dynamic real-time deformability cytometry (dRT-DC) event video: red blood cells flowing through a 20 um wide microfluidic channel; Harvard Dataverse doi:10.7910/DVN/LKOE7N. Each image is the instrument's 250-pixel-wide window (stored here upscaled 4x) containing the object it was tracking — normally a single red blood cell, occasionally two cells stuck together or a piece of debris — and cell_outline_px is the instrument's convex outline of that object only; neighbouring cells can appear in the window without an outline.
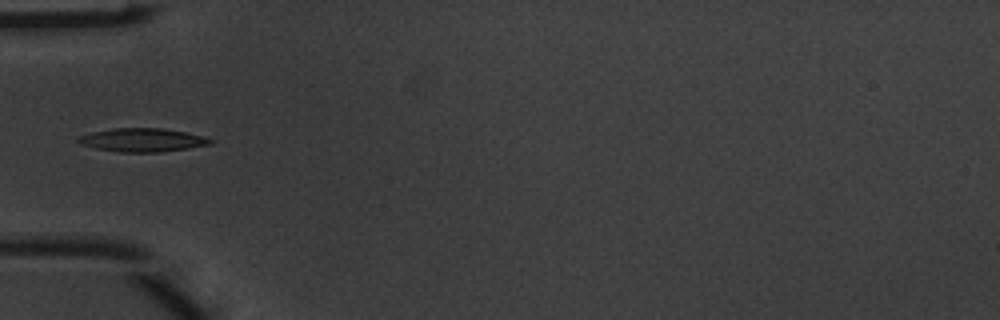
{"species": "common noctule bat (a hibernating species)", "species_latin": "Nyctalus noctula", "temperature_condition": "warm", "stored_images_in_passage": 1, "camera_frame_rate_fps": 3000, "um_per_image_px": 0.085, "animal": {"sex": "male", "body_mass_g": 20.1, "forearm_length_mm": 53.5}, "frame": {"image": 1, "passage_image": 1, "time_ms": 0.0, "image_size_px": [1000, 320], "cell_outline_px": [[212, 144], [188, 148], [160, 152], [116, 152], [96, 148], [80, 144], [76, 140], [80, 136], [92, 132], [112, 128], [164, 128], [204, 136], [212, 140]], "centroid_in_image_um": [12.09, 11.9], "position_along_channel_um": 72.9, "area_um2": 18.03}}